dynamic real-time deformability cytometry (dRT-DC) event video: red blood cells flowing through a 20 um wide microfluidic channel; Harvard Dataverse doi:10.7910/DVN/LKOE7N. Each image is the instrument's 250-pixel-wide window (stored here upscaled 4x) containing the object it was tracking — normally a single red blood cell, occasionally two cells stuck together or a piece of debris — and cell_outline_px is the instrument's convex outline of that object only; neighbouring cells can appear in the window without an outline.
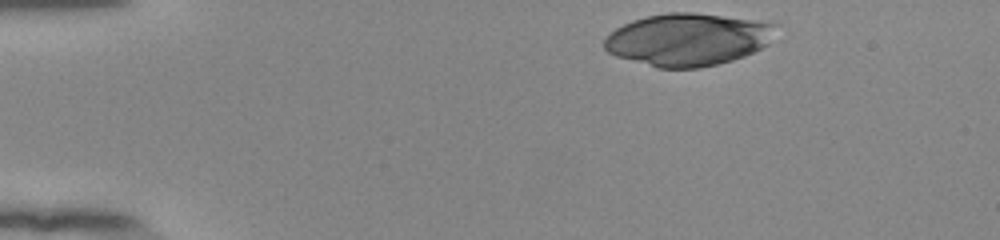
{"species": "human", "species_latin": "Homo sapiens", "temperature_condition": "room temperature", "stored_images_in_passage": 40, "camera_frame_rate_fps": 3000, "um_per_image_px": 0.085, "donor": {"sex": "female"}, "frame": {"image": 1, "passage_image": 1, "time_ms": 0.0, "image_size_px": [1000, 240], "cell_outline_px": [[780, 24], [768, 44], [744, 56], [732, 60], [700, 68], [656, 68], [616, 56], [608, 52], [604, 48], [604, 40], [616, 28], [632, 20], [648, 16], [668, 12], [692, 12], [772, 20]], "centroid_in_image_um": [58.55, 3.33], "position_along_channel_um": 26.4, "area_um2": 53.12}}